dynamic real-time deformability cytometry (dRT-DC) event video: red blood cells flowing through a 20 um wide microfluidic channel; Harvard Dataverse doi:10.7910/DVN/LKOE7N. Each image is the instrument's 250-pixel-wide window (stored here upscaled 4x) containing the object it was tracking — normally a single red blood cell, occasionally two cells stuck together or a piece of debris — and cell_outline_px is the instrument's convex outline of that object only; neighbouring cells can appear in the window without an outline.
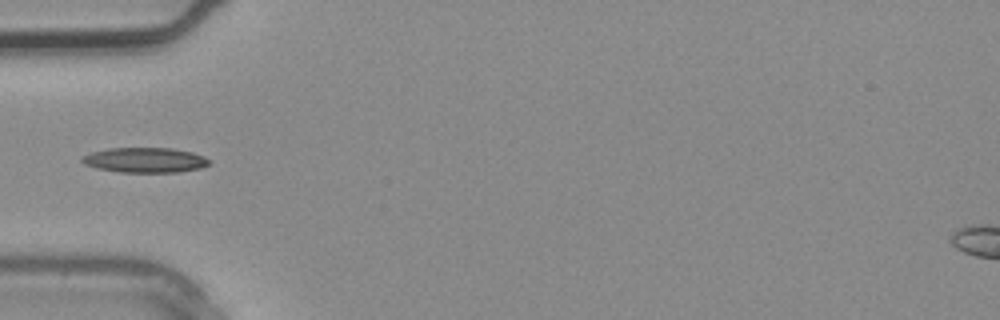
{"species": "common noctule bat (a hibernating species)", "species_latin": "Nyctalus noctula", "temperature_condition": "warm", "stored_images_in_passage": 3, "camera_frame_rate_fps": 3000, "um_per_image_px": 0.085, "animal": {"sex": "male", "body_mass_g": 20.4}, "frame": {"image": 1, "passage_image": 3, "time_ms": 0.667, "image_size_px": [1000, 320], "cell_outline_px": [[208, 164], [200, 168], [176, 172], [120, 172], [96, 168], [84, 164], [80, 160], [84, 156], [92, 152], [108, 148], [172, 148], [192, 152], [204, 156], [208, 160]], "centroid_in_image_um": [12.3, 13.6], "position_along_channel_um": 72.7, "area_um2": 18.38}}